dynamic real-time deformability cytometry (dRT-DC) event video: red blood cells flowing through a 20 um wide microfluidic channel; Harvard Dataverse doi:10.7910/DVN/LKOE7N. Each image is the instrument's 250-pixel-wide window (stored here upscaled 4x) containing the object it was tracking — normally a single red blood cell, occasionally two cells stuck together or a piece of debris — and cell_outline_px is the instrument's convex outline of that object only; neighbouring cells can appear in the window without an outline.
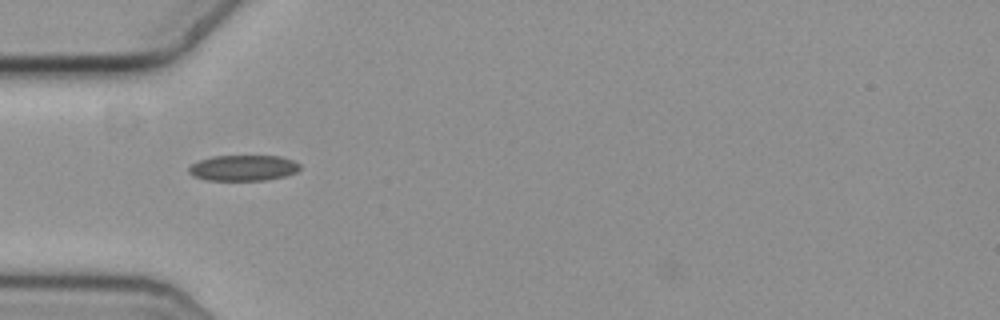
{"species": "common noctule bat (a hibernating species)", "species_latin": "Nyctalus noctula", "temperature_condition": "cold", "stored_images_in_passage": 18, "camera_frame_rate_fps": 3000, "um_per_image_px": 0.085, "animal": {"sex": "female", "body_mass_g": 19.3, "forearm_length_mm": 54.1}, "frame": {"image": 1, "passage_image": 7, "time_ms": 2.0, "image_size_px": [1000, 320], "cell_outline_px": [[300, 168], [296, 172], [284, 176], [264, 180], [208, 180], [192, 176], [188, 172], [188, 168], [192, 164], [200, 160], [212, 156], [280, 156], [292, 160], [300, 164]], "centroid_in_image_um": [20.66, 14.27], "position_along_channel_um": 64.3, "area_um2": 16.59}}
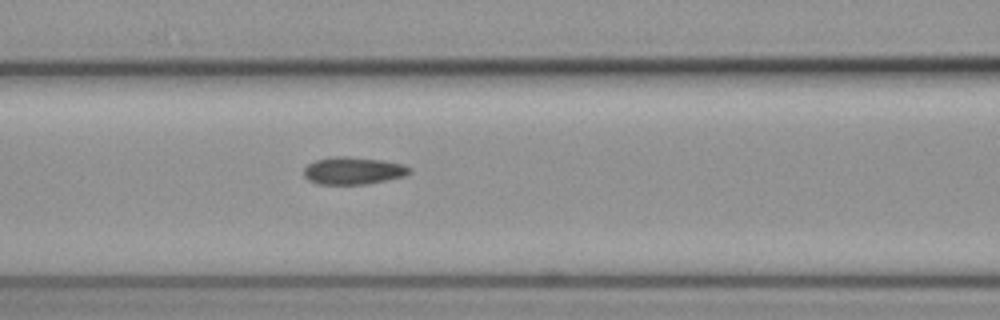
{"frame": {"image": 2, "passage_image": 13, "time_ms": 4.0, "image_size_px": [1000, 320], "cell_outline_px": [[412, 172], [404, 176], [368, 184], [320, 184], [308, 180], [304, 176], [304, 168], [308, 164], [316, 160], [336, 156], [348, 156], [384, 160], [404, 164], [412, 168]], "centroid_in_image_um": [30.06, 14.5], "position_along_channel_um": 136.5, "area_um2": 16.99}}
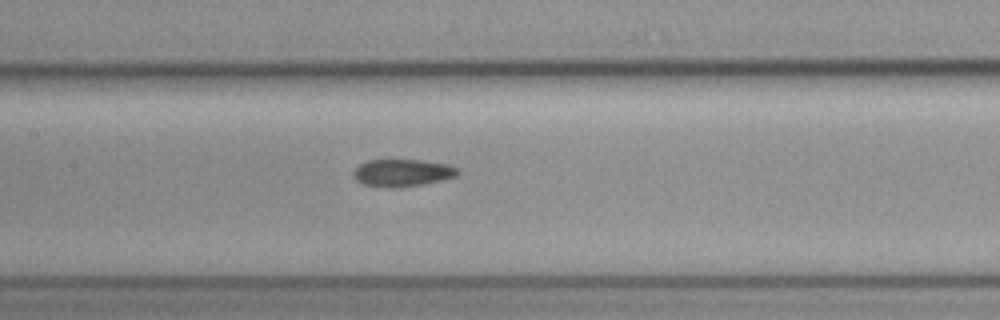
{"frame": {"image": 3, "passage_image": 16, "time_ms": 5.0, "image_size_px": [1000, 320], "cell_outline_px": [[460, 172], [456, 176], [440, 180], [420, 184], [396, 188], [364, 184], [356, 180], [352, 176], [356, 168], [360, 164], [368, 160], [420, 160], [448, 164], [460, 168]], "centroid_in_image_um": [34.22, 14.67], "position_along_channel_um": 173.2, "area_um2": 16.42}}